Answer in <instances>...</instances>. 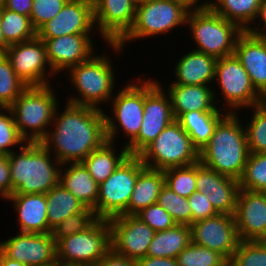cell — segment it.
Instances as JSON below:
<instances>
[{
  "instance_id": "obj_1",
  "label": "cell",
  "mask_w": 266,
  "mask_h": 266,
  "mask_svg": "<svg viewBox=\"0 0 266 266\" xmlns=\"http://www.w3.org/2000/svg\"><path fill=\"white\" fill-rule=\"evenodd\" d=\"M58 105L51 127L41 144L61 163L82 162L105 141L103 109L65 102Z\"/></svg>"
},
{
  "instance_id": "obj_2",
  "label": "cell",
  "mask_w": 266,
  "mask_h": 266,
  "mask_svg": "<svg viewBox=\"0 0 266 266\" xmlns=\"http://www.w3.org/2000/svg\"><path fill=\"white\" fill-rule=\"evenodd\" d=\"M239 113H227L216 125L199 161L219 174L239 180L250 151L244 122Z\"/></svg>"
},
{
  "instance_id": "obj_3",
  "label": "cell",
  "mask_w": 266,
  "mask_h": 266,
  "mask_svg": "<svg viewBox=\"0 0 266 266\" xmlns=\"http://www.w3.org/2000/svg\"><path fill=\"white\" fill-rule=\"evenodd\" d=\"M103 50L102 53L97 50L88 60L71 67L65 73L69 82L67 84H71V89L75 90V94L67 93L66 102L98 109H104L100 107L103 104L108 107L116 92L115 85L119 81L117 78H120L116 74V65L112 62L114 56L111 57L109 52Z\"/></svg>"
},
{
  "instance_id": "obj_4",
  "label": "cell",
  "mask_w": 266,
  "mask_h": 266,
  "mask_svg": "<svg viewBox=\"0 0 266 266\" xmlns=\"http://www.w3.org/2000/svg\"><path fill=\"white\" fill-rule=\"evenodd\" d=\"M8 161L12 194H46L59 183L61 163L41 142H25Z\"/></svg>"
},
{
  "instance_id": "obj_5",
  "label": "cell",
  "mask_w": 266,
  "mask_h": 266,
  "mask_svg": "<svg viewBox=\"0 0 266 266\" xmlns=\"http://www.w3.org/2000/svg\"><path fill=\"white\" fill-rule=\"evenodd\" d=\"M189 10L178 0H154L136 6L135 19L130 30L117 42L105 43L113 54L124 55L128 44L137 40L171 34L174 29L186 26ZM181 26V27H180ZM155 36V37H154Z\"/></svg>"
},
{
  "instance_id": "obj_6",
  "label": "cell",
  "mask_w": 266,
  "mask_h": 266,
  "mask_svg": "<svg viewBox=\"0 0 266 266\" xmlns=\"http://www.w3.org/2000/svg\"><path fill=\"white\" fill-rule=\"evenodd\" d=\"M56 91L52 84L28 86L8 107L19 135L26 142H41L46 137L56 108L61 104Z\"/></svg>"
},
{
  "instance_id": "obj_7",
  "label": "cell",
  "mask_w": 266,
  "mask_h": 266,
  "mask_svg": "<svg viewBox=\"0 0 266 266\" xmlns=\"http://www.w3.org/2000/svg\"><path fill=\"white\" fill-rule=\"evenodd\" d=\"M135 77L136 75L131 81L129 79L128 84L124 83L119 86L120 88L117 87V92L108 103L112 112L103 109L107 140L117 143V139L123 136L124 146L138 135L143 121L144 77L141 75H138L137 79ZM121 132L123 135H120Z\"/></svg>"
},
{
  "instance_id": "obj_8",
  "label": "cell",
  "mask_w": 266,
  "mask_h": 266,
  "mask_svg": "<svg viewBox=\"0 0 266 266\" xmlns=\"http://www.w3.org/2000/svg\"><path fill=\"white\" fill-rule=\"evenodd\" d=\"M185 28L196 44L191 48L216 59L233 55L236 41L243 32L236 23L219 16L212 8L189 11Z\"/></svg>"
},
{
  "instance_id": "obj_9",
  "label": "cell",
  "mask_w": 266,
  "mask_h": 266,
  "mask_svg": "<svg viewBox=\"0 0 266 266\" xmlns=\"http://www.w3.org/2000/svg\"><path fill=\"white\" fill-rule=\"evenodd\" d=\"M213 88L217 107L227 113H242L262 101V96L253 87L247 71L234 54L217 59Z\"/></svg>"
},
{
  "instance_id": "obj_10",
  "label": "cell",
  "mask_w": 266,
  "mask_h": 266,
  "mask_svg": "<svg viewBox=\"0 0 266 266\" xmlns=\"http://www.w3.org/2000/svg\"><path fill=\"white\" fill-rule=\"evenodd\" d=\"M149 168L165 170L199 162V152L188 133L175 119L139 155Z\"/></svg>"
},
{
  "instance_id": "obj_11",
  "label": "cell",
  "mask_w": 266,
  "mask_h": 266,
  "mask_svg": "<svg viewBox=\"0 0 266 266\" xmlns=\"http://www.w3.org/2000/svg\"><path fill=\"white\" fill-rule=\"evenodd\" d=\"M110 249L109 222L98 218L83 232L58 240L56 259L63 266H95Z\"/></svg>"
},
{
  "instance_id": "obj_12",
  "label": "cell",
  "mask_w": 266,
  "mask_h": 266,
  "mask_svg": "<svg viewBox=\"0 0 266 266\" xmlns=\"http://www.w3.org/2000/svg\"><path fill=\"white\" fill-rule=\"evenodd\" d=\"M171 98L155 80L144 76V113L138 135L126 146L130 155L138 156L173 121Z\"/></svg>"
},
{
  "instance_id": "obj_13",
  "label": "cell",
  "mask_w": 266,
  "mask_h": 266,
  "mask_svg": "<svg viewBox=\"0 0 266 266\" xmlns=\"http://www.w3.org/2000/svg\"><path fill=\"white\" fill-rule=\"evenodd\" d=\"M140 174V157L129 155L114 172L99 185L97 218L111 219L127 215V208Z\"/></svg>"
},
{
  "instance_id": "obj_14",
  "label": "cell",
  "mask_w": 266,
  "mask_h": 266,
  "mask_svg": "<svg viewBox=\"0 0 266 266\" xmlns=\"http://www.w3.org/2000/svg\"><path fill=\"white\" fill-rule=\"evenodd\" d=\"M4 54L15 74L28 86L49 85L52 79L56 81V75L48 62L45 44L38 36L10 45Z\"/></svg>"
},
{
  "instance_id": "obj_15",
  "label": "cell",
  "mask_w": 266,
  "mask_h": 266,
  "mask_svg": "<svg viewBox=\"0 0 266 266\" xmlns=\"http://www.w3.org/2000/svg\"><path fill=\"white\" fill-rule=\"evenodd\" d=\"M191 242L221 253L228 261L241 241L234 215L218 213L190 225Z\"/></svg>"
},
{
  "instance_id": "obj_16",
  "label": "cell",
  "mask_w": 266,
  "mask_h": 266,
  "mask_svg": "<svg viewBox=\"0 0 266 266\" xmlns=\"http://www.w3.org/2000/svg\"><path fill=\"white\" fill-rule=\"evenodd\" d=\"M111 248L118 254L137 261L147 256L155 231L136 215H118L108 219Z\"/></svg>"
},
{
  "instance_id": "obj_17",
  "label": "cell",
  "mask_w": 266,
  "mask_h": 266,
  "mask_svg": "<svg viewBox=\"0 0 266 266\" xmlns=\"http://www.w3.org/2000/svg\"><path fill=\"white\" fill-rule=\"evenodd\" d=\"M98 34H70L57 38H40L46 47L48 62L56 76H61L73 66L88 60L97 51ZM96 46V47H95ZM61 73V74H60Z\"/></svg>"
},
{
  "instance_id": "obj_18",
  "label": "cell",
  "mask_w": 266,
  "mask_h": 266,
  "mask_svg": "<svg viewBox=\"0 0 266 266\" xmlns=\"http://www.w3.org/2000/svg\"><path fill=\"white\" fill-rule=\"evenodd\" d=\"M7 239V240H6ZM0 241V250L26 266H47L57 262L56 243L51 233H22Z\"/></svg>"
},
{
  "instance_id": "obj_19",
  "label": "cell",
  "mask_w": 266,
  "mask_h": 266,
  "mask_svg": "<svg viewBox=\"0 0 266 266\" xmlns=\"http://www.w3.org/2000/svg\"><path fill=\"white\" fill-rule=\"evenodd\" d=\"M136 6L134 0H94L96 39L117 43L133 25Z\"/></svg>"
},
{
  "instance_id": "obj_20",
  "label": "cell",
  "mask_w": 266,
  "mask_h": 266,
  "mask_svg": "<svg viewBox=\"0 0 266 266\" xmlns=\"http://www.w3.org/2000/svg\"><path fill=\"white\" fill-rule=\"evenodd\" d=\"M95 33L97 34L93 2L89 0H68L55 18L47 21L37 30L39 38Z\"/></svg>"
},
{
  "instance_id": "obj_21",
  "label": "cell",
  "mask_w": 266,
  "mask_h": 266,
  "mask_svg": "<svg viewBox=\"0 0 266 266\" xmlns=\"http://www.w3.org/2000/svg\"><path fill=\"white\" fill-rule=\"evenodd\" d=\"M234 219L240 240L266 241V192L240 189Z\"/></svg>"
},
{
  "instance_id": "obj_22",
  "label": "cell",
  "mask_w": 266,
  "mask_h": 266,
  "mask_svg": "<svg viewBox=\"0 0 266 266\" xmlns=\"http://www.w3.org/2000/svg\"><path fill=\"white\" fill-rule=\"evenodd\" d=\"M234 55L247 71L256 91L266 93V37L243 31L235 44Z\"/></svg>"
},
{
  "instance_id": "obj_23",
  "label": "cell",
  "mask_w": 266,
  "mask_h": 266,
  "mask_svg": "<svg viewBox=\"0 0 266 266\" xmlns=\"http://www.w3.org/2000/svg\"><path fill=\"white\" fill-rule=\"evenodd\" d=\"M5 201L12 204L17 218L16 228L22 233H51L45 194H12Z\"/></svg>"
},
{
  "instance_id": "obj_24",
  "label": "cell",
  "mask_w": 266,
  "mask_h": 266,
  "mask_svg": "<svg viewBox=\"0 0 266 266\" xmlns=\"http://www.w3.org/2000/svg\"><path fill=\"white\" fill-rule=\"evenodd\" d=\"M186 51L182 56L178 55L179 59L173 63L171 76L175 77V81L172 79L168 84L213 86L217 59L194 49Z\"/></svg>"
},
{
  "instance_id": "obj_25",
  "label": "cell",
  "mask_w": 266,
  "mask_h": 266,
  "mask_svg": "<svg viewBox=\"0 0 266 266\" xmlns=\"http://www.w3.org/2000/svg\"><path fill=\"white\" fill-rule=\"evenodd\" d=\"M161 82L158 80L171 98L172 112L176 120L183 113L191 111H224L217 107L211 85L168 84L164 86Z\"/></svg>"
},
{
  "instance_id": "obj_26",
  "label": "cell",
  "mask_w": 266,
  "mask_h": 266,
  "mask_svg": "<svg viewBox=\"0 0 266 266\" xmlns=\"http://www.w3.org/2000/svg\"><path fill=\"white\" fill-rule=\"evenodd\" d=\"M59 184L70 191L84 207L94 210L97 216L99 185L82 162L61 164Z\"/></svg>"
},
{
  "instance_id": "obj_27",
  "label": "cell",
  "mask_w": 266,
  "mask_h": 266,
  "mask_svg": "<svg viewBox=\"0 0 266 266\" xmlns=\"http://www.w3.org/2000/svg\"><path fill=\"white\" fill-rule=\"evenodd\" d=\"M117 145V143L107 140L82 161L98 185L108 179L114 170L130 155L126 146L121 144L122 147L120 148Z\"/></svg>"
},
{
  "instance_id": "obj_28",
  "label": "cell",
  "mask_w": 266,
  "mask_h": 266,
  "mask_svg": "<svg viewBox=\"0 0 266 266\" xmlns=\"http://www.w3.org/2000/svg\"><path fill=\"white\" fill-rule=\"evenodd\" d=\"M163 185V170L146 167L140 158V174L131 194L127 215H136L142 209L157 203L158 195Z\"/></svg>"
},
{
  "instance_id": "obj_29",
  "label": "cell",
  "mask_w": 266,
  "mask_h": 266,
  "mask_svg": "<svg viewBox=\"0 0 266 266\" xmlns=\"http://www.w3.org/2000/svg\"><path fill=\"white\" fill-rule=\"evenodd\" d=\"M226 114V111H191L183 113L177 121L200 152L208 144L216 125Z\"/></svg>"
},
{
  "instance_id": "obj_30",
  "label": "cell",
  "mask_w": 266,
  "mask_h": 266,
  "mask_svg": "<svg viewBox=\"0 0 266 266\" xmlns=\"http://www.w3.org/2000/svg\"><path fill=\"white\" fill-rule=\"evenodd\" d=\"M191 243L190 225L176 224L174 227L155 232L147 256L176 259L177 255Z\"/></svg>"
},
{
  "instance_id": "obj_31",
  "label": "cell",
  "mask_w": 266,
  "mask_h": 266,
  "mask_svg": "<svg viewBox=\"0 0 266 266\" xmlns=\"http://www.w3.org/2000/svg\"><path fill=\"white\" fill-rule=\"evenodd\" d=\"M263 0H217L212 9L226 20L247 31L256 21Z\"/></svg>"
},
{
  "instance_id": "obj_32",
  "label": "cell",
  "mask_w": 266,
  "mask_h": 266,
  "mask_svg": "<svg viewBox=\"0 0 266 266\" xmlns=\"http://www.w3.org/2000/svg\"><path fill=\"white\" fill-rule=\"evenodd\" d=\"M47 199L48 225L52 229L70 215L81 212L85 207L59 183L45 194Z\"/></svg>"
},
{
  "instance_id": "obj_33",
  "label": "cell",
  "mask_w": 266,
  "mask_h": 266,
  "mask_svg": "<svg viewBox=\"0 0 266 266\" xmlns=\"http://www.w3.org/2000/svg\"><path fill=\"white\" fill-rule=\"evenodd\" d=\"M1 29L6 43L10 46L37 36L30 17L5 9L1 5Z\"/></svg>"
},
{
  "instance_id": "obj_34",
  "label": "cell",
  "mask_w": 266,
  "mask_h": 266,
  "mask_svg": "<svg viewBox=\"0 0 266 266\" xmlns=\"http://www.w3.org/2000/svg\"><path fill=\"white\" fill-rule=\"evenodd\" d=\"M251 110V112H250ZM250 119L244 123L250 153H266V106L262 103L248 108Z\"/></svg>"
},
{
  "instance_id": "obj_35",
  "label": "cell",
  "mask_w": 266,
  "mask_h": 266,
  "mask_svg": "<svg viewBox=\"0 0 266 266\" xmlns=\"http://www.w3.org/2000/svg\"><path fill=\"white\" fill-rule=\"evenodd\" d=\"M27 87L13 71L8 57L0 53V104L8 108Z\"/></svg>"
},
{
  "instance_id": "obj_36",
  "label": "cell",
  "mask_w": 266,
  "mask_h": 266,
  "mask_svg": "<svg viewBox=\"0 0 266 266\" xmlns=\"http://www.w3.org/2000/svg\"><path fill=\"white\" fill-rule=\"evenodd\" d=\"M239 191V180L227 176L206 197L218 213L234 215Z\"/></svg>"
},
{
  "instance_id": "obj_37",
  "label": "cell",
  "mask_w": 266,
  "mask_h": 266,
  "mask_svg": "<svg viewBox=\"0 0 266 266\" xmlns=\"http://www.w3.org/2000/svg\"><path fill=\"white\" fill-rule=\"evenodd\" d=\"M240 189L266 192V153H250L239 179Z\"/></svg>"
},
{
  "instance_id": "obj_38",
  "label": "cell",
  "mask_w": 266,
  "mask_h": 266,
  "mask_svg": "<svg viewBox=\"0 0 266 266\" xmlns=\"http://www.w3.org/2000/svg\"><path fill=\"white\" fill-rule=\"evenodd\" d=\"M164 184L181 197H190L197 191L196 163L185 167L163 170Z\"/></svg>"
},
{
  "instance_id": "obj_39",
  "label": "cell",
  "mask_w": 266,
  "mask_h": 266,
  "mask_svg": "<svg viewBox=\"0 0 266 266\" xmlns=\"http://www.w3.org/2000/svg\"><path fill=\"white\" fill-rule=\"evenodd\" d=\"M179 266H226L229 261L219 252L190 243L176 257Z\"/></svg>"
},
{
  "instance_id": "obj_40",
  "label": "cell",
  "mask_w": 266,
  "mask_h": 266,
  "mask_svg": "<svg viewBox=\"0 0 266 266\" xmlns=\"http://www.w3.org/2000/svg\"><path fill=\"white\" fill-rule=\"evenodd\" d=\"M157 204L163 207L177 224H192V212L187 197H181L165 184L158 195Z\"/></svg>"
},
{
  "instance_id": "obj_41",
  "label": "cell",
  "mask_w": 266,
  "mask_h": 266,
  "mask_svg": "<svg viewBox=\"0 0 266 266\" xmlns=\"http://www.w3.org/2000/svg\"><path fill=\"white\" fill-rule=\"evenodd\" d=\"M231 266H266V241H240Z\"/></svg>"
},
{
  "instance_id": "obj_42",
  "label": "cell",
  "mask_w": 266,
  "mask_h": 266,
  "mask_svg": "<svg viewBox=\"0 0 266 266\" xmlns=\"http://www.w3.org/2000/svg\"><path fill=\"white\" fill-rule=\"evenodd\" d=\"M94 210L85 207L81 212L70 215L65 220L57 224L51 230V235L56 243L61 238L83 232L90 227L96 220Z\"/></svg>"
},
{
  "instance_id": "obj_43",
  "label": "cell",
  "mask_w": 266,
  "mask_h": 266,
  "mask_svg": "<svg viewBox=\"0 0 266 266\" xmlns=\"http://www.w3.org/2000/svg\"><path fill=\"white\" fill-rule=\"evenodd\" d=\"M25 142L19 135L11 110L4 108L0 111V154H11Z\"/></svg>"
},
{
  "instance_id": "obj_44",
  "label": "cell",
  "mask_w": 266,
  "mask_h": 266,
  "mask_svg": "<svg viewBox=\"0 0 266 266\" xmlns=\"http://www.w3.org/2000/svg\"><path fill=\"white\" fill-rule=\"evenodd\" d=\"M68 0H33L30 19L38 30L44 23L55 18Z\"/></svg>"
},
{
  "instance_id": "obj_45",
  "label": "cell",
  "mask_w": 266,
  "mask_h": 266,
  "mask_svg": "<svg viewBox=\"0 0 266 266\" xmlns=\"http://www.w3.org/2000/svg\"><path fill=\"white\" fill-rule=\"evenodd\" d=\"M155 232L164 231L174 227L177 223L172 216L157 203L151 204L136 214Z\"/></svg>"
},
{
  "instance_id": "obj_46",
  "label": "cell",
  "mask_w": 266,
  "mask_h": 266,
  "mask_svg": "<svg viewBox=\"0 0 266 266\" xmlns=\"http://www.w3.org/2000/svg\"><path fill=\"white\" fill-rule=\"evenodd\" d=\"M227 176L219 174L215 170L203 165L200 161L196 163V185L199 193L208 196L216 184L221 182Z\"/></svg>"
},
{
  "instance_id": "obj_47",
  "label": "cell",
  "mask_w": 266,
  "mask_h": 266,
  "mask_svg": "<svg viewBox=\"0 0 266 266\" xmlns=\"http://www.w3.org/2000/svg\"><path fill=\"white\" fill-rule=\"evenodd\" d=\"M188 201L192 212V223L218 214L207 197L198 191L188 197Z\"/></svg>"
},
{
  "instance_id": "obj_48",
  "label": "cell",
  "mask_w": 266,
  "mask_h": 266,
  "mask_svg": "<svg viewBox=\"0 0 266 266\" xmlns=\"http://www.w3.org/2000/svg\"><path fill=\"white\" fill-rule=\"evenodd\" d=\"M12 195V182L8 154H0V199L4 201Z\"/></svg>"
},
{
  "instance_id": "obj_49",
  "label": "cell",
  "mask_w": 266,
  "mask_h": 266,
  "mask_svg": "<svg viewBox=\"0 0 266 266\" xmlns=\"http://www.w3.org/2000/svg\"><path fill=\"white\" fill-rule=\"evenodd\" d=\"M95 266H137V262L111 248Z\"/></svg>"
},
{
  "instance_id": "obj_50",
  "label": "cell",
  "mask_w": 266,
  "mask_h": 266,
  "mask_svg": "<svg viewBox=\"0 0 266 266\" xmlns=\"http://www.w3.org/2000/svg\"><path fill=\"white\" fill-rule=\"evenodd\" d=\"M33 0H5L2 6L5 9L30 17Z\"/></svg>"
},
{
  "instance_id": "obj_51",
  "label": "cell",
  "mask_w": 266,
  "mask_h": 266,
  "mask_svg": "<svg viewBox=\"0 0 266 266\" xmlns=\"http://www.w3.org/2000/svg\"><path fill=\"white\" fill-rule=\"evenodd\" d=\"M247 31L255 36L266 37V0L262 1L256 21Z\"/></svg>"
},
{
  "instance_id": "obj_52",
  "label": "cell",
  "mask_w": 266,
  "mask_h": 266,
  "mask_svg": "<svg viewBox=\"0 0 266 266\" xmlns=\"http://www.w3.org/2000/svg\"><path fill=\"white\" fill-rule=\"evenodd\" d=\"M137 266H179L174 258L146 256L138 259Z\"/></svg>"
},
{
  "instance_id": "obj_53",
  "label": "cell",
  "mask_w": 266,
  "mask_h": 266,
  "mask_svg": "<svg viewBox=\"0 0 266 266\" xmlns=\"http://www.w3.org/2000/svg\"><path fill=\"white\" fill-rule=\"evenodd\" d=\"M182 3L189 11L191 10H207L208 0H178Z\"/></svg>"
},
{
  "instance_id": "obj_54",
  "label": "cell",
  "mask_w": 266,
  "mask_h": 266,
  "mask_svg": "<svg viewBox=\"0 0 266 266\" xmlns=\"http://www.w3.org/2000/svg\"><path fill=\"white\" fill-rule=\"evenodd\" d=\"M0 266H26L16 260L10 259L0 250Z\"/></svg>"
},
{
  "instance_id": "obj_55",
  "label": "cell",
  "mask_w": 266,
  "mask_h": 266,
  "mask_svg": "<svg viewBox=\"0 0 266 266\" xmlns=\"http://www.w3.org/2000/svg\"><path fill=\"white\" fill-rule=\"evenodd\" d=\"M9 45L6 43L2 29H1V5H0V53H4Z\"/></svg>"
},
{
  "instance_id": "obj_56",
  "label": "cell",
  "mask_w": 266,
  "mask_h": 266,
  "mask_svg": "<svg viewBox=\"0 0 266 266\" xmlns=\"http://www.w3.org/2000/svg\"><path fill=\"white\" fill-rule=\"evenodd\" d=\"M134 1H135L136 5H138V4H143V3H147V2H152L154 0H134Z\"/></svg>"
},
{
  "instance_id": "obj_57",
  "label": "cell",
  "mask_w": 266,
  "mask_h": 266,
  "mask_svg": "<svg viewBox=\"0 0 266 266\" xmlns=\"http://www.w3.org/2000/svg\"><path fill=\"white\" fill-rule=\"evenodd\" d=\"M217 0H208V9L212 8V5L216 2Z\"/></svg>"
},
{
  "instance_id": "obj_58",
  "label": "cell",
  "mask_w": 266,
  "mask_h": 266,
  "mask_svg": "<svg viewBox=\"0 0 266 266\" xmlns=\"http://www.w3.org/2000/svg\"><path fill=\"white\" fill-rule=\"evenodd\" d=\"M261 103L266 106V93L262 96Z\"/></svg>"
},
{
  "instance_id": "obj_59",
  "label": "cell",
  "mask_w": 266,
  "mask_h": 266,
  "mask_svg": "<svg viewBox=\"0 0 266 266\" xmlns=\"http://www.w3.org/2000/svg\"><path fill=\"white\" fill-rule=\"evenodd\" d=\"M47 266H63V265L57 261V262H55L51 265H47Z\"/></svg>"
},
{
  "instance_id": "obj_60",
  "label": "cell",
  "mask_w": 266,
  "mask_h": 266,
  "mask_svg": "<svg viewBox=\"0 0 266 266\" xmlns=\"http://www.w3.org/2000/svg\"><path fill=\"white\" fill-rule=\"evenodd\" d=\"M5 107L0 104V111H2Z\"/></svg>"
},
{
  "instance_id": "obj_61",
  "label": "cell",
  "mask_w": 266,
  "mask_h": 266,
  "mask_svg": "<svg viewBox=\"0 0 266 266\" xmlns=\"http://www.w3.org/2000/svg\"><path fill=\"white\" fill-rule=\"evenodd\" d=\"M4 1H5V0H0V5H2Z\"/></svg>"
}]
</instances>
